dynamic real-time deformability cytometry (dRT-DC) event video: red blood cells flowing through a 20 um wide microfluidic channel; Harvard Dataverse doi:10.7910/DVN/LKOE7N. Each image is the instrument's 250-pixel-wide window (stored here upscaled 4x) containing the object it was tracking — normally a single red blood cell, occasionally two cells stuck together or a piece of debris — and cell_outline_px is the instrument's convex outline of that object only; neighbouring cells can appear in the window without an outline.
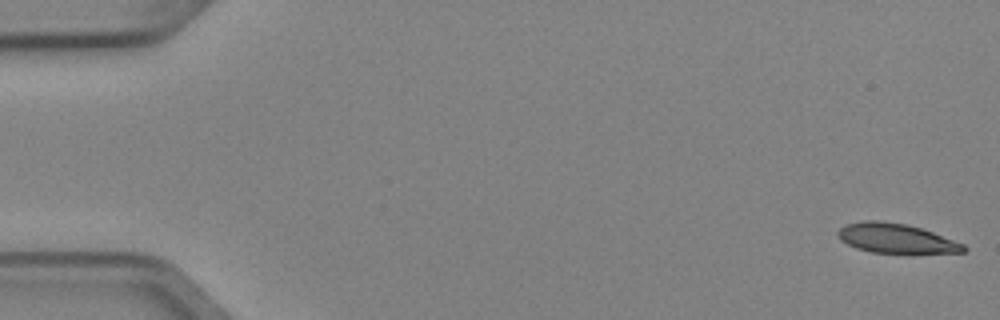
{"species": "Egyptian fruit bat (a non-hibernating species)", "species_latin": "Rousettus aegyptiacus", "temperature_condition": "cold", "stored_images_in_passage": 4, "camera_frame_rate_fps": 3000, "um_per_image_px": 0.085, "animal": {"sex": "female"}, "frame": {"image": 1, "passage_image": 1, "time_ms": 0.0, "image_size_px": [1000, 320], "cell_outline_px": [[968, 248], [964, 252], [912, 256], [872, 252], [856, 248], [840, 240], [836, 232], [840, 228], [848, 224], [864, 220], [876, 220], [904, 224], [920, 228], [932, 232], [964, 244]], "centroid_in_image_um": [76.22, 20.32], "position_along_channel_um": 8.8, "area_um2": 22.43}}
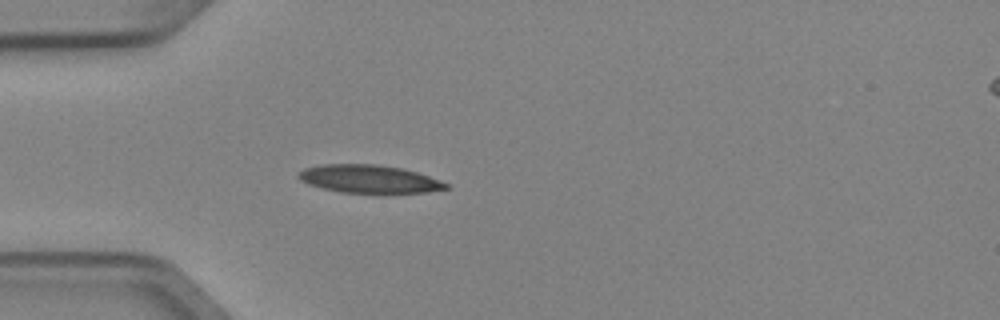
{"frame": {"image": 2, "passage_image": 4, "time_ms": 1.0, "image_size_px": [1000, 320], "cell_outline_px": [[452, 188], [428, 192], [340, 192], [308, 184], [300, 180], [296, 176], [304, 168], [320, 164], [376, 164], [400, 168], [416, 172], [440, 180], [448, 184]], "centroid_in_image_um": [31.36, 15.2], "position_along_channel_um": 53.6, "area_um2": 23.81}}